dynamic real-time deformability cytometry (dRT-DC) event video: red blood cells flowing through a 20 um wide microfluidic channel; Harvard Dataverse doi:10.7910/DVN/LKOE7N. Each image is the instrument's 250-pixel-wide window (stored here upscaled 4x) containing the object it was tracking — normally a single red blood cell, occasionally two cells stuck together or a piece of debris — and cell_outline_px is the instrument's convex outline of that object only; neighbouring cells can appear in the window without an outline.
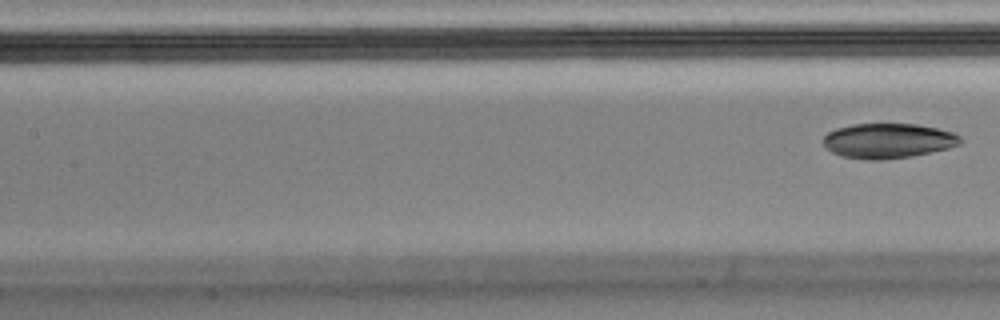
{"species": "Egyptian fruit bat (a non-hibernating species)", "species_latin": "Rousettus aegyptiacus", "temperature_condition": "cold", "stored_images_in_passage": 9, "camera_frame_rate_fps": 3000, "um_per_image_px": 0.085, "animal": {"sex": "male"}, "frame": {"image": 1, "passage_image": 9, "time_ms": 2.667, "image_size_px": [1000, 320], "cell_outline_px": [[960, 144], [948, 148], [932, 152], [912, 156], [884, 160], [868, 160], [840, 156], [824, 148], [824, 136], [828, 132], [836, 128], [852, 124], [916, 124], [936, 128], [952, 132], [960, 136]], "centroid_in_image_um": [75.45, 11.97], "position_along_channel_um": 132.0, "area_um2": 27.98}}